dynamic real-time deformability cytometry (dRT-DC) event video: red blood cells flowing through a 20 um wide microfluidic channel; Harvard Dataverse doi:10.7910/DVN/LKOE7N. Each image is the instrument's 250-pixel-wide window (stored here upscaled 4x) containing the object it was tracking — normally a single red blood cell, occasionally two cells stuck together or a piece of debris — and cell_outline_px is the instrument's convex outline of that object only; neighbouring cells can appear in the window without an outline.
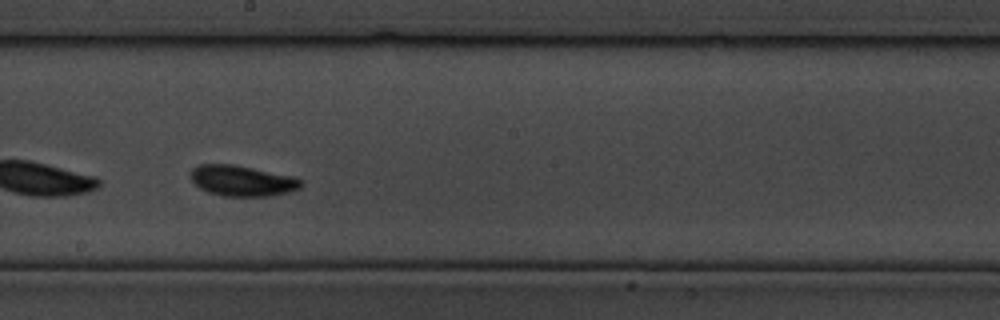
{"species": "common noctule bat (a hibernating species)", "species_latin": "Nyctalus noctula", "temperature_condition": "cold", "stored_images_in_passage": 20, "camera_frame_rate_fps": 3000, "um_per_image_px": 0.085, "animal": {"sex": "male", "body_mass_g": 19.5, "forearm_length_mm": 54.6}, "frame": {"image": 1, "passage_image": 9, "time_ms": 2.667, "image_size_px": [1000, 320], "cell_outline_px": [[304, 184], [300, 188], [288, 192], [272, 196], [224, 196], [208, 192], [200, 188], [188, 176], [192, 168], [200, 164], [232, 164], [296, 176], [304, 180]], "centroid_in_image_um": [20.62, 15.36], "position_along_channel_um": 227.6, "area_um2": 20.06}}